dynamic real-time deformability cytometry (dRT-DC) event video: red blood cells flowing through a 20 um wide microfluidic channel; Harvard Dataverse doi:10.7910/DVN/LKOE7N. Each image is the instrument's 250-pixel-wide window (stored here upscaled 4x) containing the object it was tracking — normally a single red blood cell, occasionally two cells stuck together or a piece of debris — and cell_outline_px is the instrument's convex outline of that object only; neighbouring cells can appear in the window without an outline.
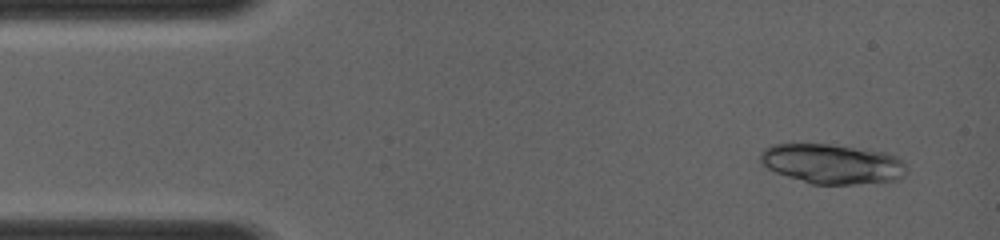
{"species": "common noctule bat (a hibernating species)", "species_latin": "Nyctalus noctula", "temperature_condition": "room temperature", "stored_images_in_passage": 5, "camera_frame_rate_fps": 4000, "um_per_image_px": 0.085, "animal": {"sex": "female", "body_mass_g": 19.0, "forearm_length_mm": 56.7}, "frame": {"image": 1, "passage_image": 2, "time_ms": 0.75, "image_size_px": [1000, 240], "cell_outline_px": [[904, 176], [896, 180], [852, 184], [808, 184], [776, 172], [760, 164], [760, 152], [764, 148], [772, 144], [828, 144], [888, 152], [896, 156], [904, 164]], "centroid_in_image_um": [70.69, 13.92], "position_along_channel_um": 14.3, "area_um2": 33.87}}